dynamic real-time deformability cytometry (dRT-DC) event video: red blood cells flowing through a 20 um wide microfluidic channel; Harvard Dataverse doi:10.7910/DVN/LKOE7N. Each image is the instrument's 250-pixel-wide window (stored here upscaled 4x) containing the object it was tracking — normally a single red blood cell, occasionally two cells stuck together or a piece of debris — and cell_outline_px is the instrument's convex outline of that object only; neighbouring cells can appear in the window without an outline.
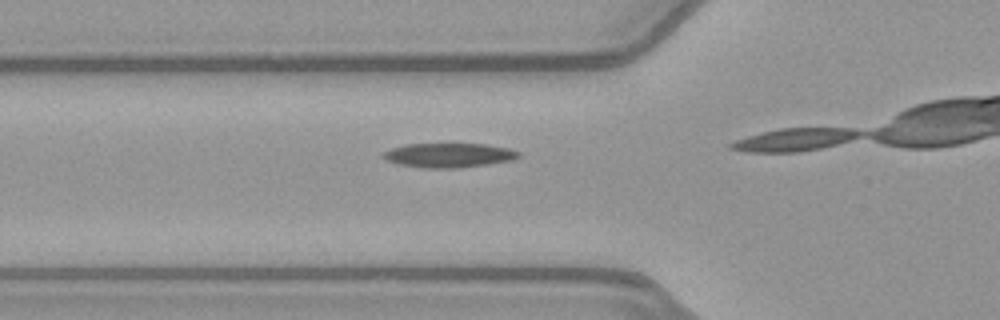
{"species": "common noctule bat (a hibernating species)", "species_latin": "Nyctalus noctula", "temperature_condition": "warm", "stored_images_in_passage": 15, "camera_frame_rate_fps": 3000, "um_per_image_px": 0.085, "animal": {"sex": "female", "body_mass_g": 21.9}, "frame": {"image": 1, "passage_image": 12, "time_ms": 3.667, "image_size_px": [1000, 320], "cell_outline_px": [[520, 156], [512, 160], [488, 164], [460, 168], [428, 168], [400, 164], [388, 160], [380, 156], [384, 152], [392, 148], [408, 144], [484, 144], [508, 148], [520, 152]], "centroid_in_image_um": [38.18, 13.19], "position_along_channel_um": 87.6, "area_um2": 19.02}}